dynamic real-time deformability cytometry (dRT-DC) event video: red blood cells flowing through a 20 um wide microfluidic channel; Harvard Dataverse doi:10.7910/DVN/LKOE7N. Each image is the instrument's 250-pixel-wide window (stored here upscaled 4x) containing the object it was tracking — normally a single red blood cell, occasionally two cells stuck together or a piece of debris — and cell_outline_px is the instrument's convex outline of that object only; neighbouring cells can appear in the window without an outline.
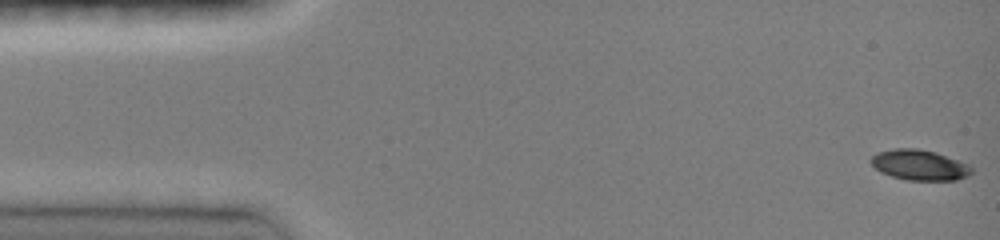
{"species": "common noctule bat (a hibernating species)", "species_latin": "Nyctalus noctula", "temperature_condition": "room temperature", "stored_images_in_passage": 48, "camera_frame_rate_fps": 3000, "um_per_image_px": 0.085, "animal": {"sex": "female", "body_mass_g": 19.0, "forearm_length_mm": 51.5}, "frame": {"image": 1, "passage_image": 1, "time_ms": 0.0, "image_size_px": [1000, 240], "cell_outline_px": [[972, 172], [968, 176], [956, 180], [908, 180], [892, 176], [880, 172], [868, 160], [876, 152], [892, 148], [916, 148], [936, 152], [968, 164], [972, 168]], "centroid_in_image_um": [78.13, 14.01], "position_along_channel_um": 6.9, "area_um2": 17.92}}
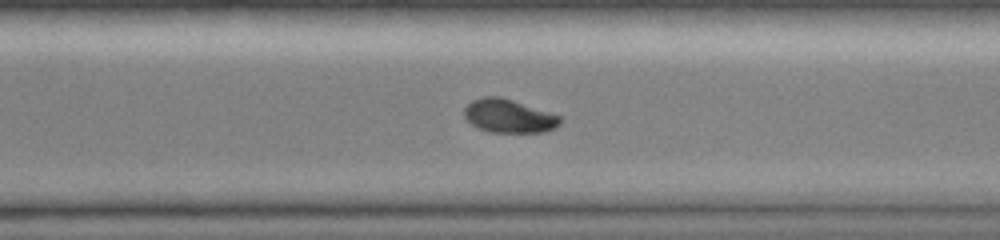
{"frame": {"image": 2, "passage_image": 34, "time_ms": 11.0, "image_size_px": [1000, 240], "cell_outline_px": [[560, 124], [556, 128], [544, 132], [492, 132], [480, 128], [472, 124], [464, 116], [464, 108], [472, 100], [484, 96], [500, 96], [560, 116]], "centroid_in_image_um": [43.24, 9.86], "position_along_channel_um": 327.4, "area_um2": 18.44}}
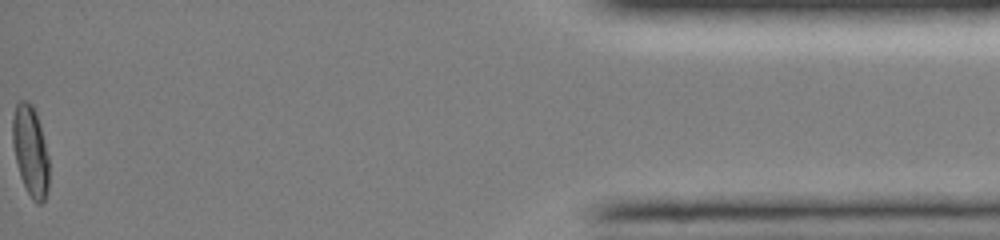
{"frame": {"image": 3, "passage_image": 48, "time_ms": 15.667, "image_size_px": [1000, 240], "cell_outline_px": [[48, 192], [44, 200], [40, 204], [36, 204], [32, 200], [20, 176], [12, 144], [12, 116], [16, 104], [20, 100], [28, 100], [32, 104], [36, 112], [40, 124], [48, 156]], "centroid_in_image_um": [2.58, 12.81], "position_along_channel_um": 432.6, "area_um2": 19.31}, "authors_computed_cell_mechanics": {"area_um2": 18.9873, "velocity_mm_per_s": 4.0496, "shape_relaxation_time_tau1_ms": 5.6164, "shape_relaxation_time_tau2_ms": null, "deformation_change_tau1": 0.1702, "deformation_change_tau2": null}}